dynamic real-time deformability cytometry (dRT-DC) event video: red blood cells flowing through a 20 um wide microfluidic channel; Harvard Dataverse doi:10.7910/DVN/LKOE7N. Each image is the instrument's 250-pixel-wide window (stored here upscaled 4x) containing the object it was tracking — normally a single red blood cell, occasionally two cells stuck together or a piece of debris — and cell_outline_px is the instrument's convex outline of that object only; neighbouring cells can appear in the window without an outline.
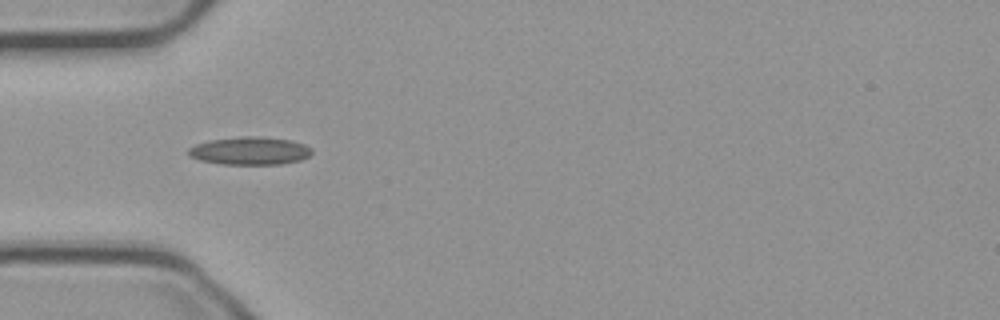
{"species": "common noctule bat (a hibernating species)", "species_latin": "Nyctalus noctula", "temperature_condition": "cold", "stored_images_in_passage": 39, "camera_frame_rate_fps": 3000, "um_per_image_px": 0.085, "animal": {"sex": "male", "body_mass_g": 23.1, "forearm_length_mm": 52.7}, "frame": {"image": 1, "passage_image": 1, "time_ms": 0.0, "image_size_px": [1000, 320], "cell_outline_px": [[312, 152], [308, 156], [300, 160], [280, 164], [220, 164], [200, 160], [188, 156], [188, 148], [196, 144], [208, 140], [240, 136], [260, 136], [292, 140], [304, 144], [312, 148]], "centroid_in_image_um": [21.22, 12.81], "position_along_channel_um": 63.8, "area_um2": 20.23}}
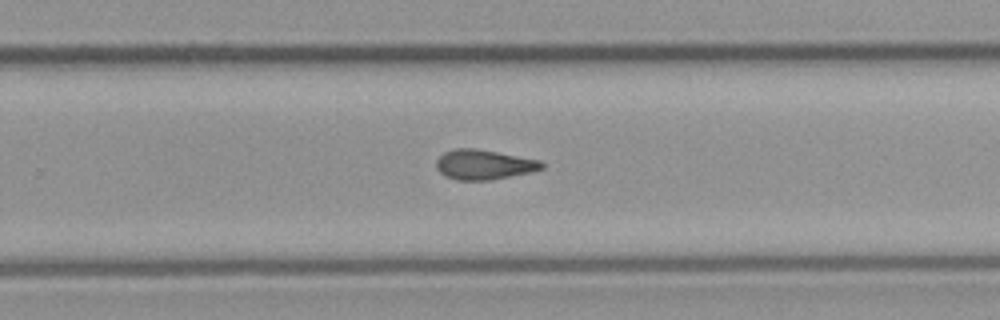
{"frame": {"image": 2, "passage_image": 19, "time_ms": 6.0, "image_size_px": [1000, 320], "cell_outline_px": [[544, 168], [532, 172], [492, 180], [456, 180], [444, 176], [436, 168], [436, 160], [444, 152], [452, 148], [476, 148], [540, 160], [544, 164]], "centroid_in_image_um": [41.12, 13.99], "position_along_channel_um": 288.7, "area_um2": 18.55}}
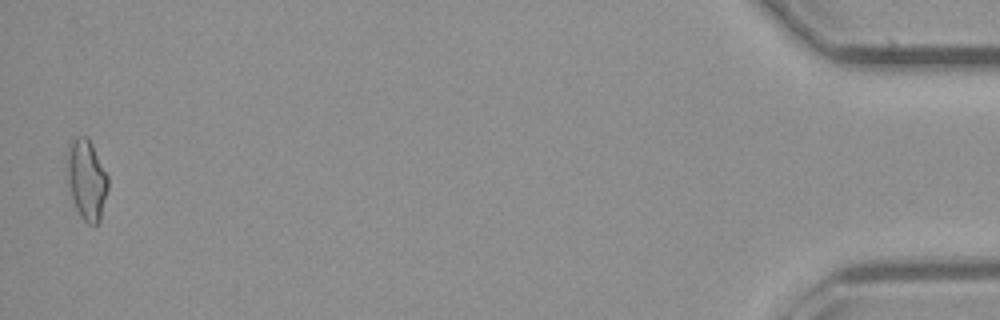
{"frame": {"image": 3, "passage_image": 38, "time_ms": 12.333, "image_size_px": [1000, 320], "cell_outline_px": [[108, 188], [100, 220], [96, 224], [88, 224], [80, 216], [76, 208], [72, 196], [68, 180], [64, 160], [64, 156], [68, 144], [76, 136], [88, 136], [108, 176]], "centroid_in_image_um": [7.33, 15.2], "position_along_channel_um": 427.9, "area_um2": 19.42}, "authors_computed_cell_mechanics": {"area_um2": 18.0336, "velocity_mm_per_s": 3.7452, "shape_relaxation_time_tau1_ms": null, "shape_relaxation_time_tau2_ms": 4.0568, "deformation_change_tau1": null, "deformation_change_tau2": 0.1267}}